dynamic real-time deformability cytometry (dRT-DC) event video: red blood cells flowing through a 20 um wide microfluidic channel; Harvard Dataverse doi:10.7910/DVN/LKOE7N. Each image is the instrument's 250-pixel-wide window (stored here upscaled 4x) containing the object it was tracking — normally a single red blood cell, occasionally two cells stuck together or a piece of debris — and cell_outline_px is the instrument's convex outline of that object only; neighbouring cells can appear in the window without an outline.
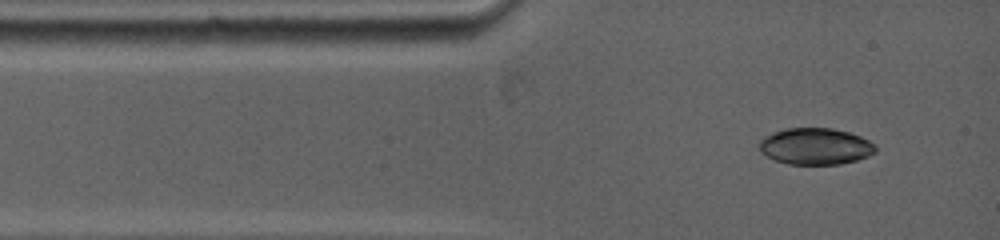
{"species": "common noctule bat (a hibernating species)", "species_latin": "Nyctalus noctula", "temperature_condition": "warm", "stored_images_in_passage": 4, "camera_frame_rate_fps": 5000, "um_per_image_px": 0.085, "animal": {"sex": "female", "body_mass_g": 19.0, "forearm_length_mm": 53.3}, "frame": {"image": 1, "passage_image": 1, "time_ms": 0.0, "image_size_px": [1000, 240], "cell_outline_px": [[876, 152], [868, 156], [856, 160], [840, 164], [788, 164], [776, 160], [760, 152], [760, 140], [776, 132], [788, 128], [832, 128], [848, 132], [860, 136], [868, 140], [876, 148]], "centroid_in_image_um": [69.34, 12.44], "position_along_channel_um": 15.7, "area_um2": 24.39}}
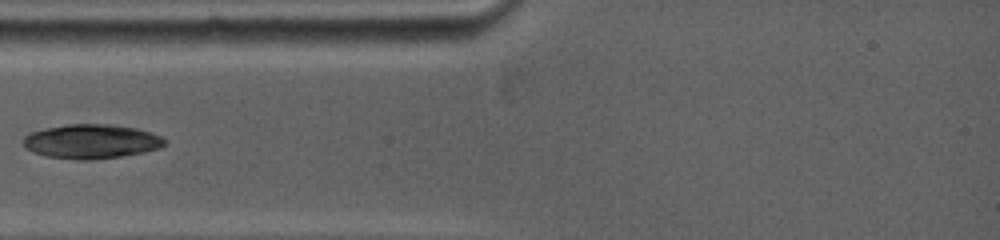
{"frame": {"image": 2, "passage_image": 3, "time_ms": 2.2, "image_size_px": [1000, 240], "cell_outline_px": [[164, 144], [160, 148], [120, 156], [92, 160], [76, 160], [48, 156], [32, 152], [24, 148], [24, 136], [32, 132], [44, 128], [68, 124], [108, 124], [136, 128], [160, 136], [164, 140]], "centroid_in_image_um": [7.71, 12.02], "position_along_channel_um": 77.3, "area_um2": 27.98}}
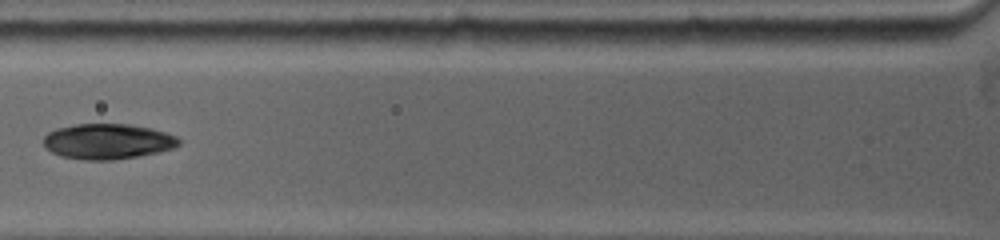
{"frame": {"image": 3, "passage_image": 4, "time_ms": 3.2, "image_size_px": [1000, 240], "cell_outline_px": [[180, 144], [172, 148], [160, 152], [112, 160], [84, 160], [60, 156], [44, 148], [44, 136], [48, 132], [56, 128], [76, 124], [132, 124], [152, 128], [176, 136], [180, 140]], "centroid_in_image_um": [9.13, 12.02], "position_along_channel_um": 116.7, "area_um2": 28.03}}